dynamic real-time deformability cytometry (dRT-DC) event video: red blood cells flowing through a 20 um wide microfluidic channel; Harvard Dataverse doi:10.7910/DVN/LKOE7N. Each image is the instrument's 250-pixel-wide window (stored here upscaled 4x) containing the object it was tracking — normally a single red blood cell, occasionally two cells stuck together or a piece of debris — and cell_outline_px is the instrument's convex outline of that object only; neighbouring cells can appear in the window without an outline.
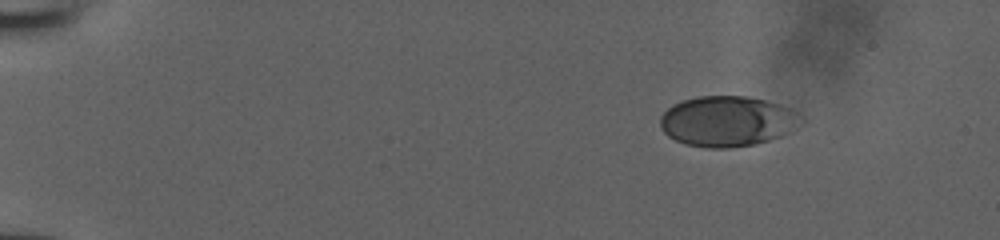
{"species": "human", "species_latin": "Homo sapiens", "temperature_condition": "room temperature", "stored_images_in_passage": 45, "camera_frame_rate_fps": 3000, "um_per_image_px": 0.085, "donor": {"sex": "male"}, "frame": {"image": 1, "passage_image": 1, "time_ms": 0.0, "image_size_px": [1000, 240], "cell_outline_px": [[788, 112], [784, 132], [780, 136], [768, 140], [752, 144], [728, 148], [708, 148], [684, 144], [668, 136], [660, 128], [660, 116], [672, 104], [680, 100], [700, 96], [748, 96], [764, 100], [788, 108]], "centroid_in_image_um": [61.5, 10.3], "position_along_channel_um": 23.5, "area_um2": 39.36}}
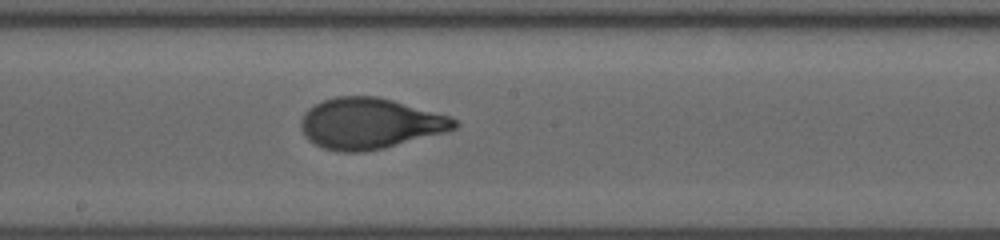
{"frame": {"image": 2, "passage_image": 24, "time_ms": 7.667, "image_size_px": [1000, 240], "cell_outline_px": [[460, 124], [456, 128], [444, 132], [384, 148], [364, 152], [340, 152], [324, 148], [308, 140], [304, 136], [300, 128], [300, 120], [304, 112], [308, 108], [324, 100], [336, 96], [376, 96], [392, 100], [448, 116], [456, 120]], "centroid_in_image_um": [31.38, 10.5], "position_along_channel_um": 216.8, "area_um2": 45.26}}
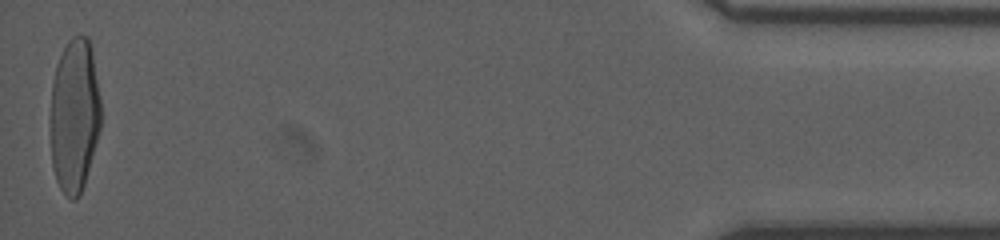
{"frame": {"image": 3, "passage_image": 45, "time_ms": 14.667, "image_size_px": [1000, 240], "cell_outline_px": [[100, 128], [84, 184], [80, 196], [76, 200], [72, 200], [60, 188], [56, 180], [52, 168], [52, 84], [56, 64], [68, 40], [72, 36], [80, 32], [88, 36], [92, 52], [100, 96]], "centroid_in_image_um": [6.34, 9.77], "position_along_channel_um": 428.9, "area_um2": 44.97}}